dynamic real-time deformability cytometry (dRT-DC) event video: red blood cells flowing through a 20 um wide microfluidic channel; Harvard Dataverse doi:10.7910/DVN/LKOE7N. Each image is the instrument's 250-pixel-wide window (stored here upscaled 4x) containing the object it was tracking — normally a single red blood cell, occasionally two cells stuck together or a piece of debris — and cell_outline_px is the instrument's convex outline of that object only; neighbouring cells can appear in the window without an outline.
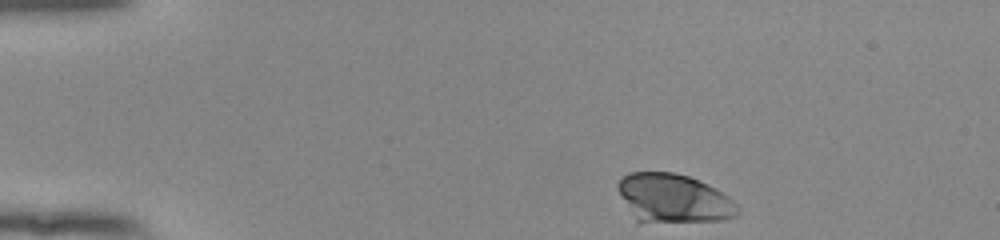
{"species": "human", "species_latin": "Homo sapiens", "temperature_condition": "room temperature", "stored_images_in_passage": 46, "camera_frame_rate_fps": 3000, "um_per_image_px": 0.085, "donor": {"sex": "female"}, "frame": {"image": 1, "passage_image": 1, "time_ms": 0.0, "image_size_px": [1000, 240], "cell_outline_px": [[740, 212], [736, 216], [724, 220], [640, 224], [636, 224], [616, 188], [616, 184], [620, 176], [628, 172], [672, 172], [688, 176], [708, 184], [728, 196], [740, 208]], "centroid_in_image_um": [57.19, 16.89], "position_along_channel_um": 27.8, "area_um2": 35.03}}
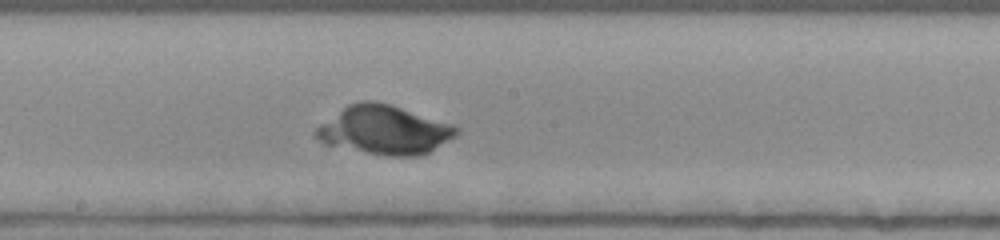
{"frame": {"image": 2, "passage_image": 22, "time_ms": 7.0, "image_size_px": [1000, 240], "cell_outline_px": [[460, 132], [456, 136], [428, 152], [420, 156], [384, 156], [324, 144], [316, 136], [316, 128], [320, 124], [348, 104], [360, 100], [372, 100], [388, 104], [452, 124], [460, 128]], "centroid_in_image_um": [32.67, 11.06], "position_along_channel_um": 215.5, "area_um2": 39.59}}
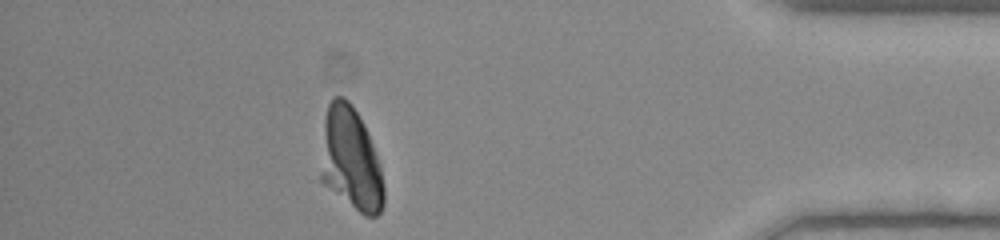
{"frame": {"image": 3, "passage_image": 40, "time_ms": 13.0, "image_size_px": [1000, 240], "cell_outline_px": [[384, 204], [380, 212], [376, 216], [364, 216], [324, 184], [320, 180], [320, 172], [324, 120], [328, 104], [332, 96], [344, 96], [352, 104], [372, 144], [380, 164], [384, 188]], "centroid_in_image_um": [29.8, 13.55], "position_along_channel_um": 405.4, "area_um2": 37.63}, "authors_computed_cell_mechanics": {"area_um2": 37.6567, "velocity_mm_per_s": 3.8184, "shape_relaxation_time_tau1_ms": 3.8748, "shape_relaxation_time_tau2_ms": null, "deformation_change_tau1": 0.1931, "deformation_change_tau2": null}}